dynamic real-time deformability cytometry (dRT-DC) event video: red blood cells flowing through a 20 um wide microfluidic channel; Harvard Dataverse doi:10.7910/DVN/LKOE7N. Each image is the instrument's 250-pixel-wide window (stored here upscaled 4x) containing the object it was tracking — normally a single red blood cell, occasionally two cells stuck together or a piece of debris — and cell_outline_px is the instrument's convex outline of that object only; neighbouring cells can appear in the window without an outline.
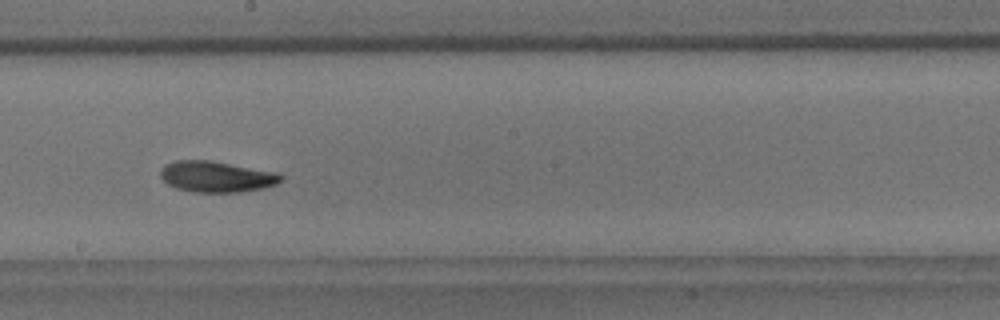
{"species": "common noctule bat (a hibernating species)", "species_latin": "Nyctalus noctula", "temperature_condition": "room temperature", "stored_images_in_passage": 14, "camera_frame_rate_fps": 3000, "um_per_image_px": 0.085, "animal": {"sex": "male", "body_mass_g": 18.8}, "frame": {"image": 1, "passage_image": 8, "time_ms": 9.0, "image_size_px": [1000, 320], "cell_outline_px": [[284, 176], [276, 184], [264, 188], [240, 192], [192, 192], [176, 188], [168, 184], [160, 176], [160, 172], [164, 164], [176, 160], [208, 160], [280, 172]], "centroid_in_image_um": [18.41, 15.01], "position_along_channel_um": 229.8, "area_um2": 21.91}}
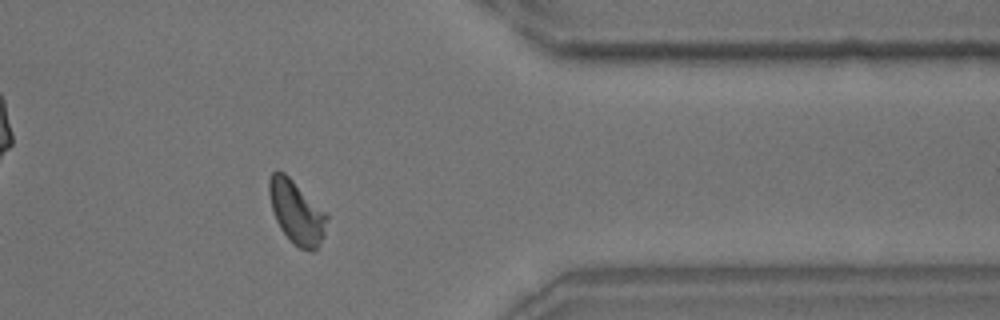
{"frame": {"image": 2, "passage_image": 12, "time_ms": 13.667, "image_size_px": [1000, 320], "cell_outline_px": [[328, 220], [324, 236], [316, 248], [312, 252], [300, 248], [280, 228], [276, 220], [272, 208], [268, 192], [268, 180], [272, 172], [276, 168], [284, 172], [328, 216]], "centroid_in_image_um": [25.18, 18.01], "position_along_channel_um": 386.2, "area_um2": 20.81}}
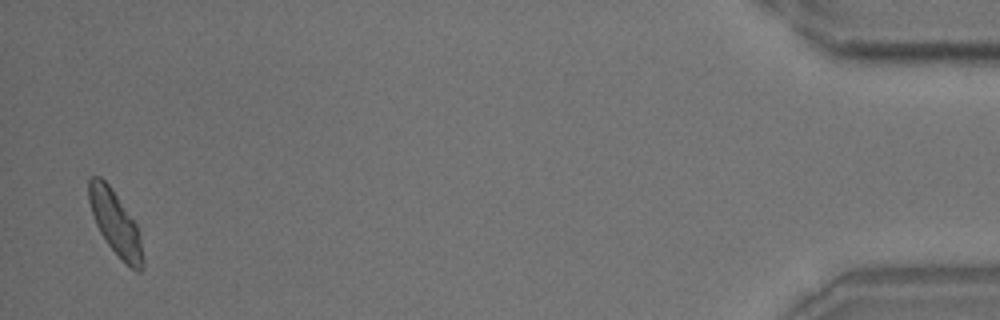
{"frame": {"image": 3, "passage_image": 14, "time_ms": 16.667, "image_size_px": [1000, 320], "cell_outline_px": [[144, 268], [140, 272], [136, 272], [108, 244], [100, 232], [96, 224], [88, 200], [88, 180], [92, 176], [100, 176], [112, 188], [136, 224], [140, 240], [144, 260]], "centroid_in_image_um": [9.8, 18.94], "position_along_channel_um": 425.4, "area_um2": 19.71}, "authors_computed_cell_mechanics": {"area_um2": 20.7791, "velocity_mm_per_s": 3.6649, "shape_relaxation_time_tau1_ms": 4.852, "shape_relaxation_time_tau2_ms": null, "deformation_change_tau1": 0.1139, "deformation_change_tau2": null}}